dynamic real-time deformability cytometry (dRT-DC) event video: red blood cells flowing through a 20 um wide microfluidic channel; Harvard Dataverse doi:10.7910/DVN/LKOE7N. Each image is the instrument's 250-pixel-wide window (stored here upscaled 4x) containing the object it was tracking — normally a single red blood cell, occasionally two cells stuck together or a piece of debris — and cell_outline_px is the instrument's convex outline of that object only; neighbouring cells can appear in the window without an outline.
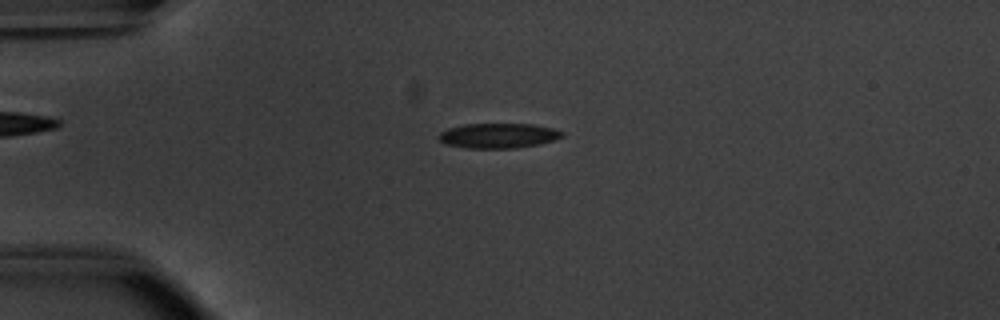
{"species": "common noctule bat (a hibernating species)", "species_latin": "Nyctalus noctula", "temperature_condition": "warm", "stored_images_in_passage": 45, "camera_frame_rate_fps": 3000, "um_per_image_px": 0.085, "animal": {"sex": "male", "body_mass_g": 20.1, "forearm_length_mm": 53.5}, "frame": {"image": 1, "passage_image": 5, "time_ms": 1.333, "image_size_px": [1000, 320], "cell_outline_px": [[564, 136], [540, 144], [516, 148], [464, 148], [444, 144], [436, 136], [440, 132], [448, 128], [464, 124], [532, 124], [552, 128], [564, 132]], "centroid_in_image_um": [42.32, 11.53], "position_along_channel_um": 42.7, "area_um2": 18.03}}
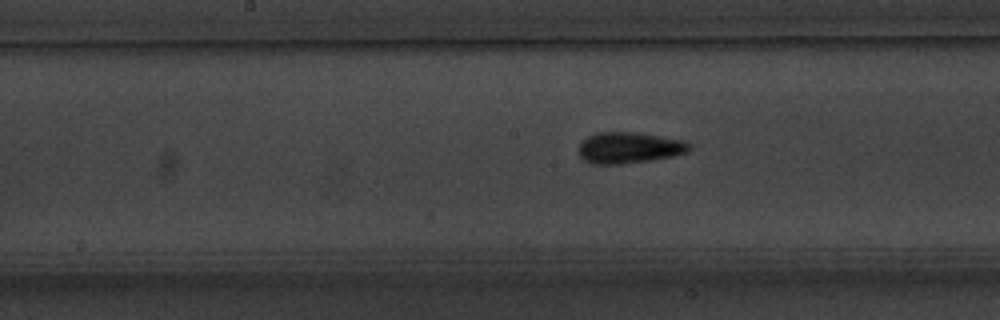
{"frame": {"image": 2, "passage_image": 19, "time_ms": 6.0, "image_size_px": [1000, 320], "cell_outline_px": [[692, 148], [688, 152], [672, 156], [652, 160], [620, 164], [592, 164], [584, 160], [580, 156], [580, 144], [588, 136], [596, 132], [632, 132], [660, 136], [684, 140], [692, 144]], "centroid_in_image_um": [53.51, 12.56], "position_along_channel_um": 194.7, "area_um2": 20.11}}
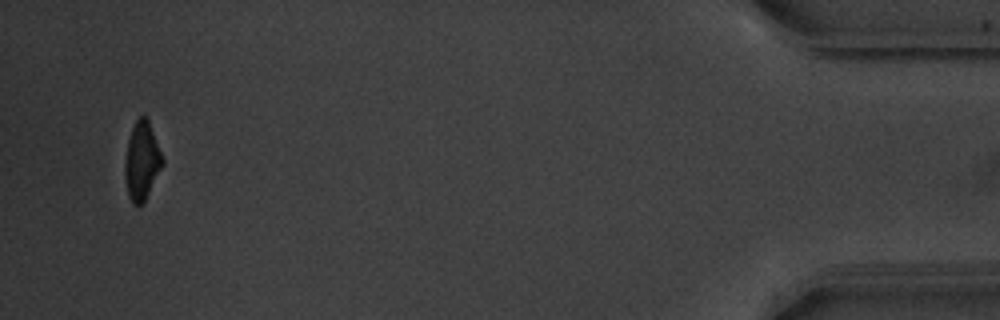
{"frame": {"image": 3, "passage_image": 43, "time_ms": 14.0, "image_size_px": [1000, 320], "cell_outline_px": [[164, 164], [140, 208], [136, 208], [132, 204], [128, 196], [124, 176], [124, 164], [128, 140], [132, 128], [136, 120], [140, 116], [144, 116], [148, 120], [164, 160]], "centroid_in_image_um": [12.04, 13.75], "position_along_channel_um": 423.2, "area_um2": 17.17}, "authors_computed_cell_mechanics": {"area_um2": 18.0914, "velocity_mm_per_s": 3.8069, "shape_relaxation_time_tau1_ms": 3.2993, "shape_relaxation_time_tau2_ms": 2.5736, "deformation_change_tau1": 0.1363, "deformation_change_tau2": 0.0982}}